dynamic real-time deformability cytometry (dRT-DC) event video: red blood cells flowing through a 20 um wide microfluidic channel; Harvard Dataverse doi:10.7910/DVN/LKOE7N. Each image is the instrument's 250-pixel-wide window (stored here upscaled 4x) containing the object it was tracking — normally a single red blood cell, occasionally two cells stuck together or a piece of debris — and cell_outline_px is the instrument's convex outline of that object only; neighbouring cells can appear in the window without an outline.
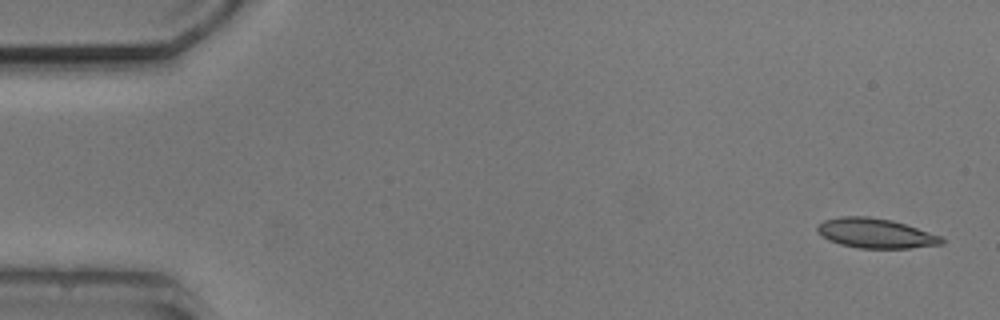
{"species": "common noctule bat (a hibernating species)", "species_latin": "Nyctalus noctula", "temperature_condition": "cold", "stored_images_in_passage": 4, "camera_frame_rate_fps": 3000, "um_per_image_px": 0.085, "animal": {"sex": "male", "body_mass_g": 20.5, "forearm_length_mm": 52.5}, "frame": {"image": 1, "passage_image": 1, "time_ms": 0.0, "image_size_px": [1000, 320], "cell_outline_px": [[944, 244], [908, 248], [860, 248], [840, 244], [828, 240], [816, 232], [816, 228], [824, 220], [840, 216], [868, 216], [892, 220], [940, 236], [944, 240]], "centroid_in_image_um": [74.38, 19.82], "position_along_channel_um": 10.6, "area_um2": 21.39}}